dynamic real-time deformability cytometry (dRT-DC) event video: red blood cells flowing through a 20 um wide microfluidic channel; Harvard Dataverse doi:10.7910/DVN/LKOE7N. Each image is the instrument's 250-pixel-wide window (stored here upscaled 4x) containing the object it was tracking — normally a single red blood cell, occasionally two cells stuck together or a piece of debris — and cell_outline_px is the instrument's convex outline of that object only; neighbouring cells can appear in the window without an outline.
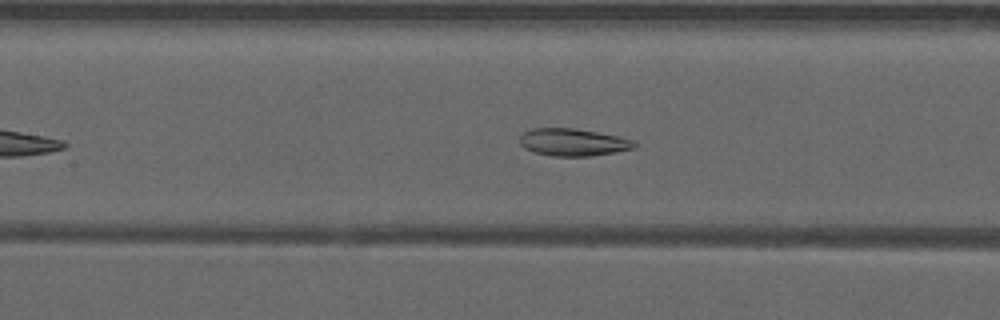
{"species": "common noctule bat (a hibernating species)", "species_latin": "Nyctalus noctula", "temperature_condition": "warm", "stored_images_in_passage": 40, "camera_frame_rate_fps": 3000, "um_per_image_px": 0.085, "animal": {"sex": "male", "forearm_length_mm": 52.5}, "frame": {"image": 1, "passage_image": 15, "time_ms": 4.667, "image_size_px": [1000, 320], "cell_outline_px": [[640, 144], [636, 148], [616, 152], [592, 156], [552, 156], [536, 152], [524, 148], [520, 144], [520, 136], [524, 132], [532, 128], [572, 128], [620, 136], [632, 140]], "centroid_in_image_um": [48.75, 12.09], "position_along_channel_um": 158.6, "area_um2": 18.38}}
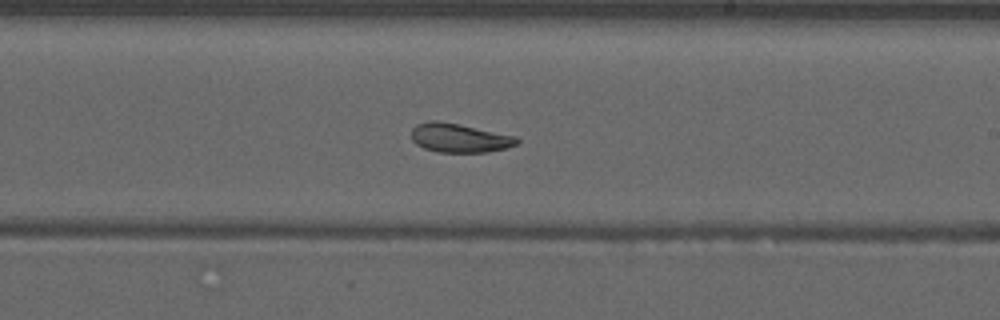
{"frame": {"image": 2, "passage_image": 22, "time_ms": 7.0, "image_size_px": [1000, 320], "cell_outline_px": [[520, 140], [516, 144], [504, 148], [488, 152], [436, 152], [424, 148], [416, 144], [412, 140], [412, 128], [416, 124], [428, 120], [436, 120], [460, 124], [516, 136]], "centroid_in_image_um": [39.02, 11.71], "position_along_channel_um": 250.0, "area_um2": 17.86}}
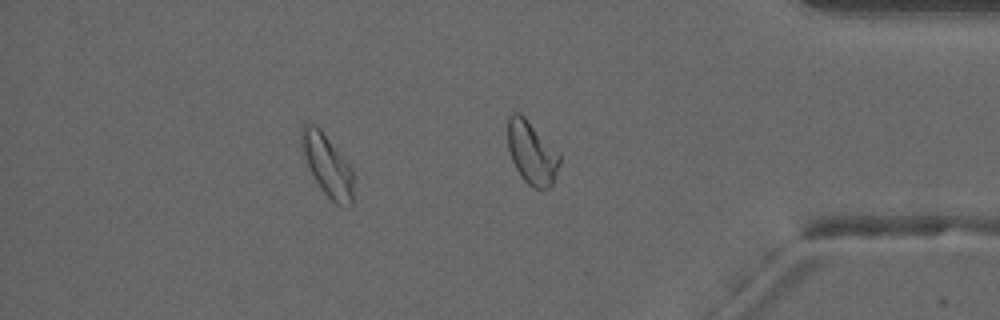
{"frame": {"image": 3, "passage_image": 34, "time_ms": 11.0, "image_size_px": [1000, 320], "cell_outline_px": [[352, 204], [336, 204], [324, 192], [316, 180], [308, 164], [300, 144], [300, 128], [304, 124], [316, 124], [320, 128], [352, 168]], "centroid_in_image_um": [27.8, 13.98], "position_along_channel_um": 407.4, "area_um2": 18.09}, "authors_computed_cell_mechanics": {"area_um2": 18.6983, "velocity_mm_per_s": 3.9325, "shape_relaxation_time_tau1_ms": null, "shape_relaxation_time_tau2_ms": 1.9515, "deformation_change_tau1": null, "deformation_change_tau2": 0.0611}}